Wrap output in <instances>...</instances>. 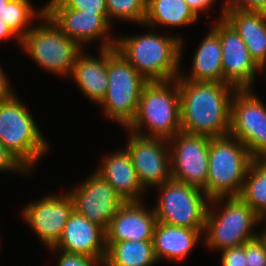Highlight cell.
Wrapping results in <instances>:
<instances>
[{"mask_svg":"<svg viewBox=\"0 0 266 266\" xmlns=\"http://www.w3.org/2000/svg\"><path fill=\"white\" fill-rule=\"evenodd\" d=\"M108 88L99 105L125 128L134 120L143 86L148 82L115 50L107 58Z\"/></svg>","mask_w":266,"mask_h":266,"instance_id":"ba28073f","label":"cell"},{"mask_svg":"<svg viewBox=\"0 0 266 266\" xmlns=\"http://www.w3.org/2000/svg\"><path fill=\"white\" fill-rule=\"evenodd\" d=\"M30 3L29 0H11L0 10V19L20 40L32 28L29 27L30 21L35 17L40 19L45 13V7L36 13Z\"/></svg>","mask_w":266,"mask_h":266,"instance_id":"4316f807","label":"cell"},{"mask_svg":"<svg viewBox=\"0 0 266 266\" xmlns=\"http://www.w3.org/2000/svg\"><path fill=\"white\" fill-rule=\"evenodd\" d=\"M99 50V58L81 52L70 74L84 95L96 104H100L105 98L108 88L107 58L116 47L99 48Z\"/></svg>","mask_w":266,"mask_h":266,"instance_id":"ffe728a7","label":"cell"},{"mask_svg":"<svg viewBox=\"0 0 266 266\" xmlns=\"http://www.w3.org/2000/svg\"><path fill=\"white\" fill-rule=\"evenodd\" d=\"M197 19L185 0H146L145 26H186Z\"/></svg>","mask_w":266,"mask_h":266,"instance_id":"d4e9b609","label":"cell"},{"mask_svg":"<svg viewBox=\"0 0 266 266\" xmlns=\"http://www.w3.org/2000/svg\"><path fill=\"white\" fill-rule=\"evenodd\" d=\"M157 262L152 240L106 242L103 266H153Z\"/></svg>","mask_w":266,"mask_h":266,"instance_id":"cb8c5ba5","label":"cell"},{"mask_svg":"<svg viewBox=\"0 0 266 266\" xmlns=\"http://www.w3.org/2000/svg\"><path fill=\"white\" fill-rule=\"evenodd\" d=\"M45 13L65 35L82 47L98 38L104 39L99 48H111L116 45V38L109 36L111 23L108 15L89 14L67 7H45Z\"/></svg>","mask_w":266,"mask_h":266,"instance_id":"2e32d148","label":"cell"},{"mask_svg":"<svg viewBox=\"0 0 266 266\" xmlns=\"http://www.w3.org/2000/svg\"><path fill=\"white\" fill-rule=\"evenodd\" d=\"M49 249L92 256L104 262L106 233L100 226L74 210L64 226L59 241Z\"/></svg>","mask_w":266,"mask_h":266,"instance_id":"e0dca14e","label":"cell"},{"mask_svg":"<svg viewBox=\"0 0 266 266\" xmlns=\"http://www.w3.org/2000/svg\"><path fill=\"white\" fill-rule=\"evenodd\" d=\"M96 172L102 176L125 202H139L142 187L127 149L108 154Z\"/></svg>","mask_w":266,"mask_h":266,"instance_id":"d6986e66","label":"cell"},{"mask_svg":"<svg viewBox=\"0 0 266 266\" xmlns=\"http://www.w3.org/2000/svg\"><path fill=\"white\" fill-rule=\"evenodd\" d=\"M204 229H190L156 223L153 231V248L157 261L161 259L183 260L198 244Z\"/></svg>","mask_w":266,"mask_h":266,"instance_id":"7402d4cb","label":"cell"},{"mask_svg":"<svg viewBox=\"0 0 266 266\" xmlns=\"http://www.w3.org/2000/svg\"><path fill=\"white\" fill-rule=\"evenodd\" d=\"M143 127H147L148 133L144 134ZM125 129L140 136L166 140L181 131L178 79L147 82L135 118Z\"/></svg>","mask_w":266,"mask_h":266,"instance_id":"3957f363","label":"cell"},{"mask_svg":"<svg viewBox=\"0 0 266 266\" xmlns=\"http://www.w3.org/2000/svg\"><path fill=\"white\" fill-rule=\"evenodd\" d=\"M190 75L180 76L190 81L223 82L222 46L219 36L211 29L200 43L192 61Z\"/></svg>","mask_w":266,"mask_h":266,"instance_id":"603a6c76","label":"cell"},{"mask_svg":"<svg viewBox=\"0 0 266 266\" xmlns=\"http://www.w3.org/2000/svg\"><path fill=\"white\" fill-rule=\"evenodd\" d=\"M223 18L234 28L245 42L249 53L259 66L266 67V13L232 10L224 12Z\"/></svg>","mask_w":266,"mask_h":266,"instance_id":"44dd1931","label":"cell"},{"mask_svg":"<svg viewBox=\"0 0 266 266\" xmlns=\"http://www.w3.org/2000/svg\"><path fill=\"white\" fill-rule=\"evenodd\" d=\"M9 170L22 172L24 175L30 173L0 142V172H9Z\"/></svg>","mask_w":266,"mask_h":266,"instance_id":"d6a6232c","label":"cell"},{"mask_svg":"<svg viewBox=\"0 0 266 266\" xmlns=\"http://www.w3.org/2000/svg\"><path fill=\"white\" fill-rule=\"evenodd\" d=\"M222 10L224 12L232 10L254 11L266 13V0H225Z\"/></svg>","mask_w":266,"mask_h":266,"instance_id":"1f68e13d","label":"cell"},{"mask_svg":"<svg viewBox=\"0 0 266 266\" xmlns=\"http://www.w3.org/2000/svg\"><path fill=\"white\" fill-rule=\"evenodd\" d=\"M109 21L121 19L144 24L146 0H106Z\"/></svg>","mask_w":266,"mask_h":266,"instance_id":"83f0119b","label":"cell"},{"mask_svg":"<svg viewBox=\"0 0 266 266\" xmlns=\"http://www.w3.org/2000/svg\"><path fill=\"white\" fill-rule=\"evenodd\" d=\"M58 252H60L58 266H103V262L96 257L67 253L61 250Z\"/></svg>","mask_w":266,"mask_h":266,"instance_id":"4dcf8cb0","label":"cell"},{"mask_svg":"<svg viewBox=\"0 0 266 266\" xmlns=\"http://www.w3.org/2000/svg\"><path fill=\"white\" fill-rule=\"evenodd\" d=\"M264 221L266 222V216L261 218V223L264 222ZM264 226H265V228L263 227L264 230L261 231L260 235L266 240V223H265Z\"/></svg>","mask_w":266,"mask_h":266,"instance_id":"74e56055","label":"cell"},{"mask_svg":"<svg viewBox=\"0 0 266 266\" xmlns=\"http://www.w3.org/2000/svg\"><path fill=\"white\" fill-rule=\"evenodd\" d=\"M187 5L199 16V12L207 10L215 0H185Z\"/></svg>","mask_w":266,"mask_h":266,"instance_id":"e575fe53","label":"cell"},{"mask_svg":"<svg viewBox=\"0 0 266 266\" xmlns=\"http://www.w3.org/2000/svg\"><path fill=\"white\" fill-rule=\"evenodd\" d=\"M129 132L126 149L142 187H157L169 181L171 164L168 140Z\"/></svg>","mask_w":266,"mask_h":266,"instance_id":"7c38bea8","label":"cell"},{"mask_svg":"<svg viewBox=\"0 0 266 266\" xmlns=\"http://www.w3.org/2000/svg\"><path fill=\"white\" fill-rule=\"evenodd\" d=\"M10 37H16L17 43L21 44V40L18 36L0 19V41L3 39H10Z\"/></svg>","mask_w":266,"mask_h":266,"instance_id":"8d00e7d4","label":"cell"},{"mask_svg":"<svg viewBox=\"0 0 266 266\" xmlns=\"http://www.w3.org/2000/svg\"><path fill=\"white\" fill-rule=\"evenodd\" d=\"M221 252V266H246L245 247L243 245Z\"/></svg>","mask_w":266,"mask_h":266,"instance_id":"836d02e7","label":"cell"},{"mask_svg":"<svg viewBox=\"0 0 266 266\" xmlns=\"http://www.w3.org/2000/svg\"><path fill=\"white\" fill-rule=\"evenodd\" d=\"M11 0H0V10L6 6Z\"/></svg>","mask_w":266,"mask_h":266,"instance_id":"f35d334b","label":"cell"},{"mask_svg":"<svg viewBox=\"0 0 266 266\" xmlns=\"http://www.w3.org/2000/svg\"><path fill=\"white\" fill-rule=\"evenodd\" d=\"M223 200L226 202L220 213L208 205L204 228L206 248L220 251L241 246L259 236L260 233H253V227L261 223V217L239 196L215 198L209 203L217 205L216 202Z\"/></svg>","mask_w":266,"mask_h":266,"instance_id":"8992f818","label":"cell"},{"mask_svg":"<svg viewBox=\"0 0 266 266\" xmlns=\"http://www.w3.org/2000/svg\"><path fill=\"white\" fill-rule=\"evenodd\" d=\"M210 137L179 131L168 140L171 179L196 186L206 194Z\"/></svg>","mask_w":266,"mask_h":266,"instance_id":"8fae6325","label":"cell"},{"mask_svg":"<svg viewBox=\"0 0 266 266\" xmlns=\"http://www.w3.org/2000/svg\"><path fill=\"white\" fill-rule=\"evenodd\" d=\"M0 142L29 172L49 149L29 109L16 93L0 99Z\"/></svg>","mask_w":266,"mask_h":266,"instance_id":"5b68a950","label":"cell"},{"mask_svg":"<svg viewBox=\"0 0 266 266\" xmlns=\"http://www.w3.org/2000/svg\"><path fill=\"white\" fill-rule=\"evenodd\" d=\"M2 67L0 66V99L9 98L14 95V90L9 87L7 83V76L4 74Z\"/></svg>","mask_w":266,"mask_h":266,"instance_id":"d590c367","label":"cell"},{"mask_svg":"<svg viewBox=\"0 0 266 266\" xmlns=\"http://www.w3.org/2000/svg\"><path fill=\"white\" fill-rule=\"evenodd\" d=\"M44 7H67L89 14L108 15L106 0H50Z\"/></svg>","mask_w":266,"mask_h":266,"instance_id":"f1b7e54d","label":"cell"},{"mask_svg":"<svg viewBox=\"0 0 266 266\" xmlns=\"http://www.w3.org/2000/svg\"><path fill=\"white\" fill-rule=\"evenodd\" d=\"M73 211V199L67 192L62 196L51 194L36 202H31L24 207L22 217L49 248L59 241Z\"/></svg>","mask_w":266,"mask_h":266,"instance_id":"9a60e30c","label":"cell"},{"mask_svg":"<svg viewBox=\"0 0 266 266\" xmlns=\"http://www.w3.org/2000/svg\"><path fill=\"white\" fill-rule=\"evenodd\" d=\"M139 202H125L116 212L106 233V242L153 240L156 215Z\"/></svg>","mask_w":266,"mask_h":266,"instance_id":"ac0fdd59","label":"cell"},{"mask_svg":"<svg viewBox=\"0 0 266 266\" xmlns=\"http://www.w3.org/2000/svg\"><path fill=\"white\" fill-rule=\"evenodd\" d=\"M253 158L249 150L231 135L209 142L206 196L209 200L239 196Z\"/></svg>","mask_w":266,"mask_h":266,"instance_id":"277c9868","label":"cell"},{"mask_svg":"<svg viewBox=\"0 0 266 266\" xmlns=\"http://www.w3.org/2000/svg\"><path fill=\"white\" fill-rule=\"evenodd\" d=\"M68 193L73 199L74 210L100 226L105 232L116 212L125 203L96 171Z\"/></svg>","mask_w":266,"mask_h":266,"instance_id":"4fadbf2b","label":"cell"},{"mask_svg":"<svg viewBox=\"0 0 266 266\" xmlns=\"http://www.w3.org/2000/svg\"><path fill=\"white\" fill-rule=\"evenodd\" d=\"M181 131L221 137L229 134L231 100L237 88L223 82L190 81L178 76Z\"/></svg>","mask_w":266,"mask_h":266,"instance_id":"6da1fadb","label":"cell"},{"mask_svg":"<svg viewBox=\"0 0 266 266\" xmlns=\"http://www.w3.org/2000/svg\"><path fill=\"white\" fill-rule=\"evenodd\" d=\"M252 90L234 93L229 135L242 142L253 159L266 158V106Z\"/></svg>","mask_w":266,"mask_h":266,"instance_id":"30bf717a","label":"cell"},{"mask_svg":"<svg viewBox=\"0 0 266 266\" xmlns=\"http://www.w3.org/2000/svg\"><path fill=\"white\" fill-rule=\"evenodd\" d=\"M40 22L21 39V49L43 69L58 76L70 75L83 47L65 35L46 13Z\"/></svg>","mask_w":266,"mask_h":266,"instance_id":"52a82bcc","label":"cell"},{"mask_svg":"<svg viewBox=\"0 0 266 266\" xmlns=\"http://www.w3.org/2000/svg\"><path fill=\"white\" fill-rule=\"evenodd\" d=\"M156 188L161 192L153 208L158 222L190 229L205 228L209 199L202 189L173 179Z\"/></svg>","mask_w":266,"mask_h":266,"instance_id":"9c48e42d","label":"cell"},{"mask_svg":"<svg viewBox=\"0 0 266 266\" xmlns=\"http://www.w3.org/2000/svg\"><path fill=\"white\" fill-rule=\"evenodd\" d=\"M239 197L261 218L266 216V158L252 160Z\"/></svg>","mask_w":266,"mask_h":266,"instance_id":"484cf974","label":"cell"},{"mask_svg":"<svg viewBox=\"0 0 266 266\" xmlns=\"http://www.w3.org/2000/svg\"><path fill=\"white\" fill-rule=\"evenodd\" d=\"M243 246L246 266H266V240L261 235L247 241Z\"/></svg>","mask_w":266,"mask_h":266,"instance_id":"f546056e","label":"cell"},{"mask_svg":"<svg viewBox=\"0 0 266 266\" xmlns=\"http://www.w3.org/2000/svg\"><path fill=\"white\" fill-rule=\"evenodd\" d=\"M211 29L219 36L222 46L223 83L237 89H251L259 66L245 42L224 18L219 17Z\"/></svg>","mask_w":266,"mask_h":266,"instance_id":"5bb4252c","label":"cell"},{"mask_svg":"<svg viewBox=\"0 0 266 266\" xmlns=\"http://www.w3.org/2000/svg\"><path fill=\"white\" fill-rule=\"evenodd\" d=\"M115 47L148 82L174 80L181 74L183 42L180 37L149 31L140 36L119 37Z\"/></svg>","mask_w":266,"mask_h":266,"instance_id":"7a4b0ae2","label":"cell"}]
</instances>
